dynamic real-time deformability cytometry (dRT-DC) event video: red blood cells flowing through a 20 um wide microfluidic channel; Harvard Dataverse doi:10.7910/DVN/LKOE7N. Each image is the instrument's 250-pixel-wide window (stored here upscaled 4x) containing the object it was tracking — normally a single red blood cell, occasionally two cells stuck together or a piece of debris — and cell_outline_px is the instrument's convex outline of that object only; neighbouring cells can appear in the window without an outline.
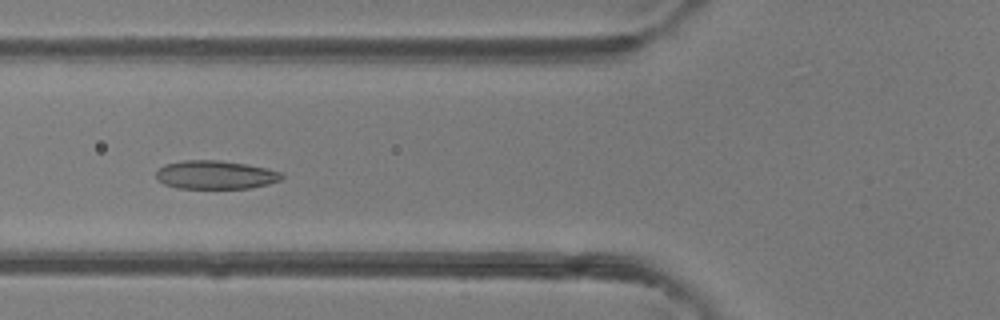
{"species": "common noctule bat (a hibernating species)", "species_latin": "Nyctalus noctula", "temperature_condition": "room temperature", "stored_images_in_passage": 45, "camera_frame_rate_fps": 3000, "um_per_image_px": 0.085, "animal": {"sex": "female"}, "frame": {"image": 1, "passage_image": 17, "time_ms": 5.333, "image_size_px": [1000, 320], "cell_outline_px": [[284, 176], [280, 180], [268, 184], [248, 188], [176, 188], [164, 184], [156, 176], [156, 172], [164, 164], [184, 160], [220, 160], [248, 164], [280, 172]], "centroid_in_image_um": [18.3, 14.85], "position_along_channel_um": 107.5, "area_um2": 20.75}}
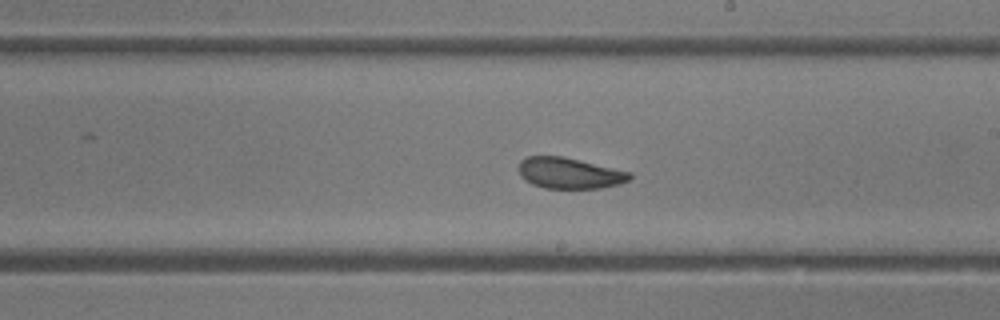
{"frame": {"image": 2, "passage_image": 26, "time_ms": 8.333, "image_size_px": [1000, 320], "cell_outline_px": [[632, 180], [620, 184], [600, 188], [544, 188], [532, 184], [524, 180], [520, 176], [520, 160], [528, 156], [560, 156], [632, 172]], "centroid_in_image_um": [48.43, 14.73], "position_along_channel_um": 240.6, "area_um2": 20.0}}
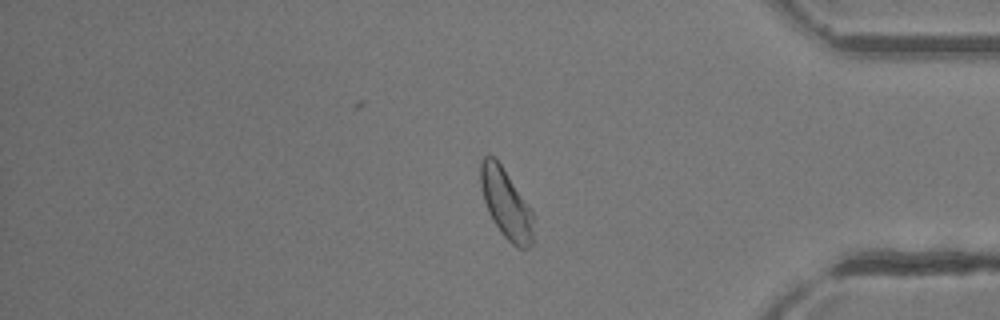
{"frame": {"image": 3, "passage_image": 38, "time_ms": 12.333, "image_size_px": [1000, 320], "cell_outline_px": [[532, 244], [528, 248], [516, 248], [500, 232], [492, 220], [488, 212], [484, 200], [480, 184], [480, 164], [484, 156], [492, 156], [500, 164], [532, 208]], "centroid_in_image_um": [43.01, 17.33], "position_along_channel_um": 392.2, "area_um2": 21.27}, "authors_computed_cell_mechanics": {"area_um2": 21.6172, "velocity_mm_per_s": 4.4421, "shape_relaxation_time_tau1_ms": 4.7882, "shape_relaxation_time_tau2_ms": 1.8579, "deformation_change_tau1": 0.1104, "deformation_change_tau2": 0.0875}}